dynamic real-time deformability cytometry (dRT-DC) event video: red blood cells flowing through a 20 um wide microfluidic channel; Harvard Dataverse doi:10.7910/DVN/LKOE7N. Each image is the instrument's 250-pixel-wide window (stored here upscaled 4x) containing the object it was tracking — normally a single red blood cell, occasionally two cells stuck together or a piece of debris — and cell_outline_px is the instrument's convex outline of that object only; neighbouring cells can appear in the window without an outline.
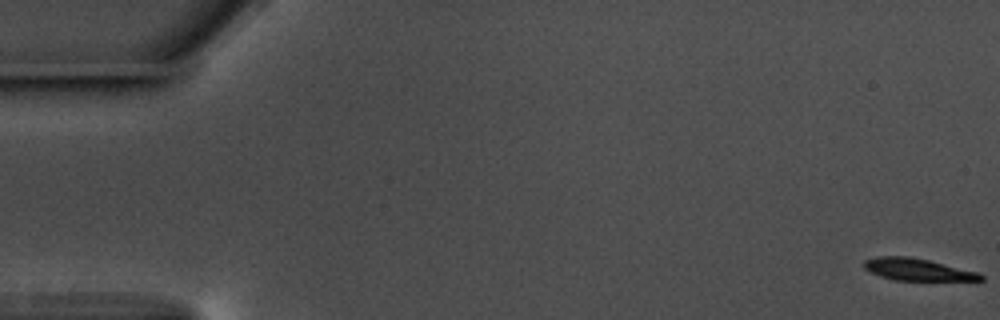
{"species": "common noctule bat (a hibernating species)", "species_latin": "Nyctalus noctula", "temperature_condition": "warm", "stored_images_in_passage": 60, "camera_frame_rate_fps": 3000, "um_per_image_px": 0.085, "animal": {"sex": "male", "body_mass_g": 17.5, "forearm_length_mm": 52.3}, "frame": {"image": 1, "passage_image": 1, "time_ms": 0.0, "image_size_px": [1000, 320], "cell_outline_px": [[984, 280], [896, 280], [880, 276], [864, 268], [860, 264], [864, 260], [876, 256], [908, 256], [928, 260], [980, 272], [984, 276]], "centroid_in_image_um": [77.97, 22.9], "position_along_channel_um": 7.0, "area_um2": 15.03}}
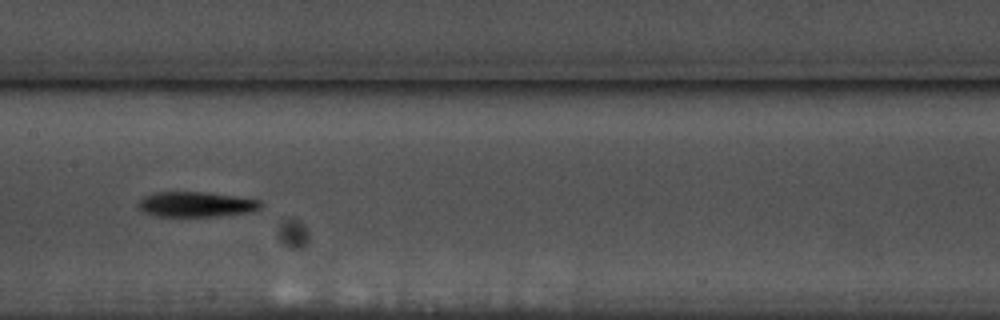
{"frame": {"image": 2, "passage_image": 30, "time_ms": 9.667, "image_size_px": [1000, 320], "cell_outline_px": [[264, 204], [260, 208], [252, 212], [220, 216], [156, 216], [140, 208], [136, 204], [144, 196], [156, 192], [208, 192], [236, 196], [260, 200]], "centroid_in_image_um": [16.73, 17.36], "position_along_channel_um": 190.7, "area_um2": 17.98}}
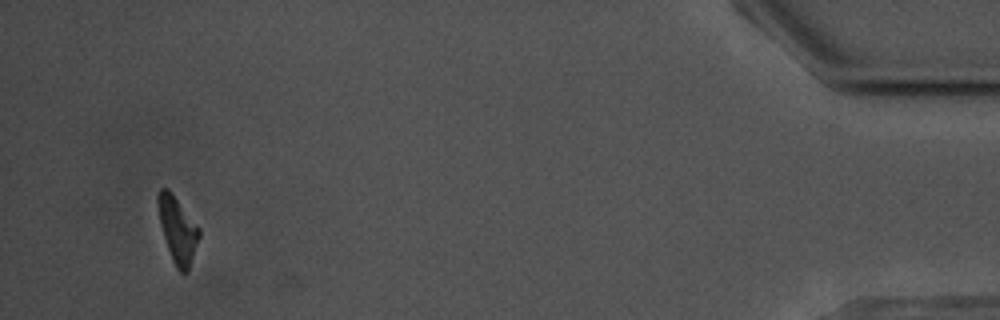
{"frame": {"image": 3, "passage_image": 56, "time_ms": 18.333, "image_size_px": [1000, 320], "cell_outline_px": [[200, 236], [188, 272], [180, 272], [176, 268], [172, 260], [160, 224], [156, 200], [156, 196], [160, 188], [168, 188], [200, 228]], "centroid_in_image_um": [15.09, 19.52], "position_along_channel_um": 420.1, "area_um2": 15.78}, "authors_computed_cell_mechanics": {"area_um2": 17.1088, "velocity_mm_per_s": 3.543, "shape_relaxation_time_tau1_ms": 1.6398, "shape_relaxation_time_tau2_ms": null, "deformation_change_tau1": 0.1919, "deformation_change_tau2": null}}